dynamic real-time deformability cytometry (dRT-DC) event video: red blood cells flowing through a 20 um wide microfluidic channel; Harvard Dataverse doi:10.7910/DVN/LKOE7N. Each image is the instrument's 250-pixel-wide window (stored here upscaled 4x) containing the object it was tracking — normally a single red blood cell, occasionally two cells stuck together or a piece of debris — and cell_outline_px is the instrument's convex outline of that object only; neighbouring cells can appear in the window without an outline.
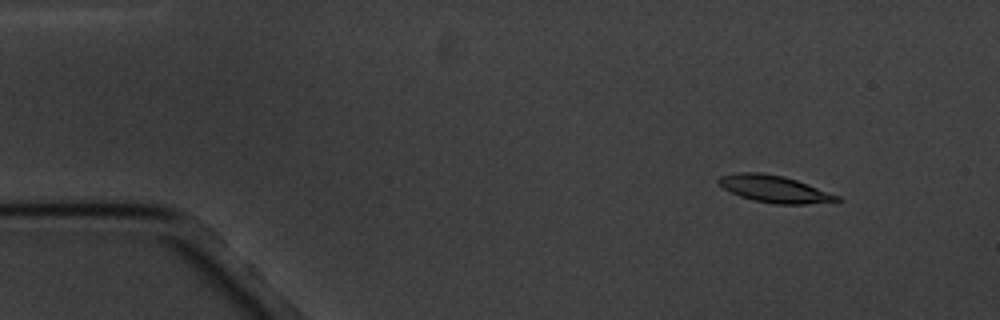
{"species": "common noctule bat (a hibernating species)", "species_latin": "Nyctalus noctula", "temperature_condition": "cold", "stored_images_in_passage": 4, "camera_frame_rate_fps": 3000, "um_per_image_px": 0.085, "animal": {"sex": "male", "body_mass_g": 20.1, "forearm_length_mm": 53.5}, "frame": {"image": 1, "passage_image": 2, "time_ms": 1.0, "image_size_px": [1000, 320], "cell_outline_px": [[840, 200], [836, 204], [776, 204], [752, 200], [740, 196], [724, 188], [716, 180], [720, 176], [740, 172], [760, 172], [784, 176], [796, 180], [840, 196]], "centroid_in_image_um": [65.9, 16.08], "position_along_channel_um": 19.1, "area_um2": 18.79}}
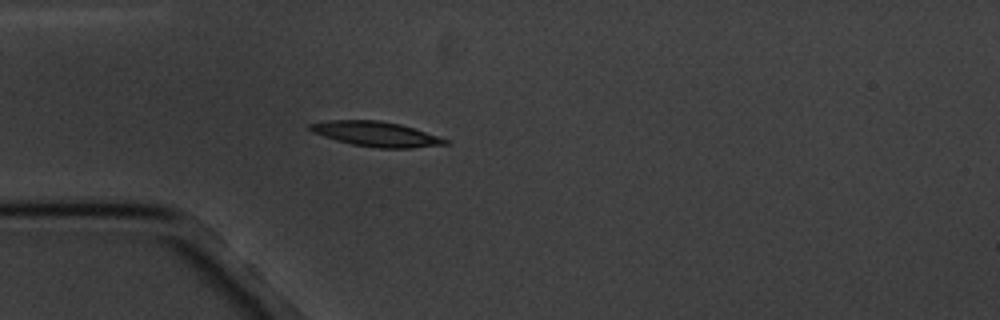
{"frame": {"image": 2, "passage_image": 4, "time_ms": 4.333, "image_size_px": [1000, 320], "cell_outline_px": [[448, 144], [412, 148], [376, 148], [352, 144], [336, 140], [312, 132], [308, 128], [308, 124], [328, 120], [380, 120], [400, 124], [448, 140]], "centroid_in_image_um": [31.92, 11.39], "position_along_channel_um": 53.1, "area_um2": 19.42}}